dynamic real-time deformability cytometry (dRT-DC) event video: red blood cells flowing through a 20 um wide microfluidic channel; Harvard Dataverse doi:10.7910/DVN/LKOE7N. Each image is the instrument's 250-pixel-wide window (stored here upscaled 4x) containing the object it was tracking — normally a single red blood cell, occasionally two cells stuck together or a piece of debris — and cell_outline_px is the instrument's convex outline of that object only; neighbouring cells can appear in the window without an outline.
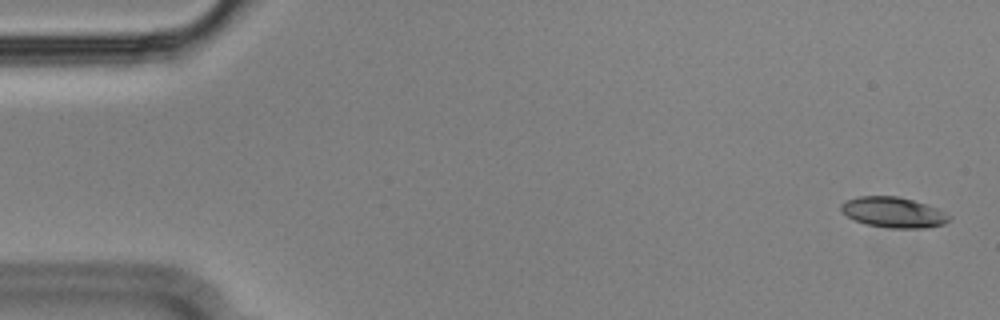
{"species": "Egyptian fruit bat (a non-hibernating species)", "species_latin": "Rousettus aegyptiacus", "temperature_condition": "cold", "stored_images_in_passage": 56, "camera_frame_rate_fps": 3000, "um_per_image_px": 0.085, "animal": {"sex": "male"}, "frame": {"image": 1, "passage_image": 2, "time_ms": 0.333, "image_size_px": [1000, 320], "cell_outline_px": [[952, 216], [944, 224], [928, 228], [888, 228], [868, 224], [852, 220], [840, 208], [840, 204], [848, 200], [860, 196], [900, 196], [936, 208]], "centroid_in_image_um": [75.94, 18.06], "position_along_channel_um": 9.1, "area_um2": 19.07}}
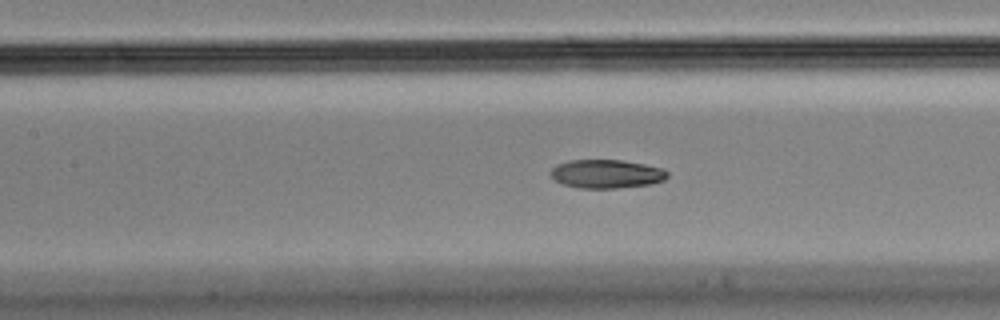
{"frame": {"image": 2, "passage_image": 25, "time_ms": 8.0, "image_size_px": [1000, 320], "cell_outline_px": [[668, 176], [664, 180], [652, 184], [616, 188], [580, 188], [564, 184], [552, 180], [548, 172], [556, 164], [568, 160], [620, 160], [644, 164], [664, 168], [668, 172]], "centroid_in_image_um": [51.52, 14.78], "position_along_channel_um": 155.9, "area_um2": 19.71}}
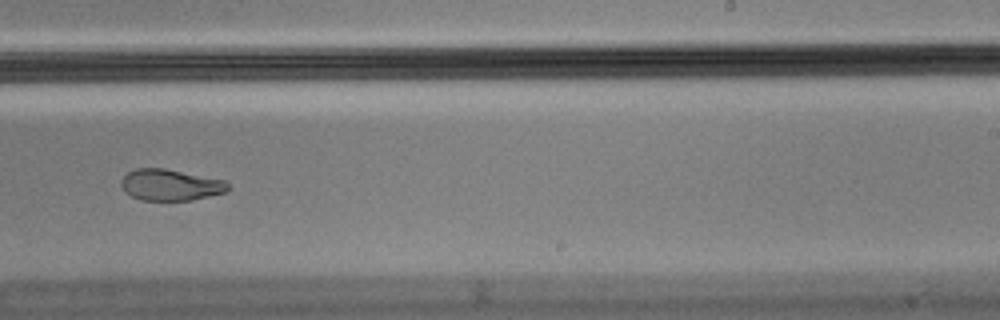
{"frame": {"image": 3, "passage_image": 35, "time_ms": 11.333, "image_size_px": [1000, 320], "cell_outline_px": [[228, 192], [192, 200], [140, 200], [124, 192], [120, 184], [120, 180], [128, 172], [136, 168], [164, 168], [228, 180]], "centroid_in_image_um": [14.5, 15.71], "position_along_channel_um": 274.5, "area_um2": 19.77}, "authors_computed_cell_mechanics": {"area_um2": 20.1722, "velocity_mm_per_s": 3.577, "shape_relaxation_time_tau1_ms": null, "shape_relaxation_time_tau2_ms": 2.8862, "deformation_change_tau1": null, "deformation_change_tau2": 0.0853}}